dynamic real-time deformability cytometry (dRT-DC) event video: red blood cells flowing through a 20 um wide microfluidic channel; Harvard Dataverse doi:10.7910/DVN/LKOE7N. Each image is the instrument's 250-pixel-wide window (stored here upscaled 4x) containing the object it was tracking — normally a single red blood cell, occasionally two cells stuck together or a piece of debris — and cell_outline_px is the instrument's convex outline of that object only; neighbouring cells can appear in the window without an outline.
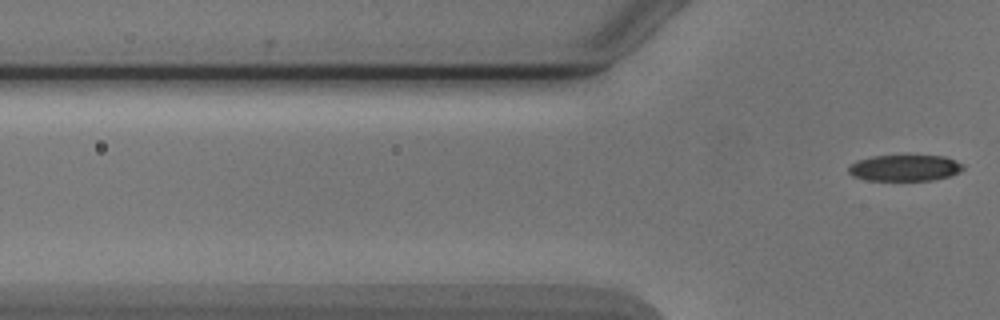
{"species": "Egyptian fruit bat (a non-hibernating species)", "species_latin": "Rousettus aegyptiacus", "temperature_condition": "cold", "stored_images_in_passage": 4, "segment_of_instrument_passage": [2, 2], "camera_frame_rate_fps": 3000, "um_per_image_px": 0.085, "animal": {"sex": "male"}, "frame": {"image": 1, "passage_image": 4, "time_ms": 3.667, "image_size_px": [1000, 320], "cell_outline_px": [[964, 168], [948, 176], [932, 180], [868, 180], [852, 176], [848, 172], [848, 168], [856, 160], [872, 156], [944, 156], [956, 160], [964, 164]], "centroid_in_image_um": [76.88, 14.27], "position_along_channel_um": 48.9, "area_um2": 17.34}}